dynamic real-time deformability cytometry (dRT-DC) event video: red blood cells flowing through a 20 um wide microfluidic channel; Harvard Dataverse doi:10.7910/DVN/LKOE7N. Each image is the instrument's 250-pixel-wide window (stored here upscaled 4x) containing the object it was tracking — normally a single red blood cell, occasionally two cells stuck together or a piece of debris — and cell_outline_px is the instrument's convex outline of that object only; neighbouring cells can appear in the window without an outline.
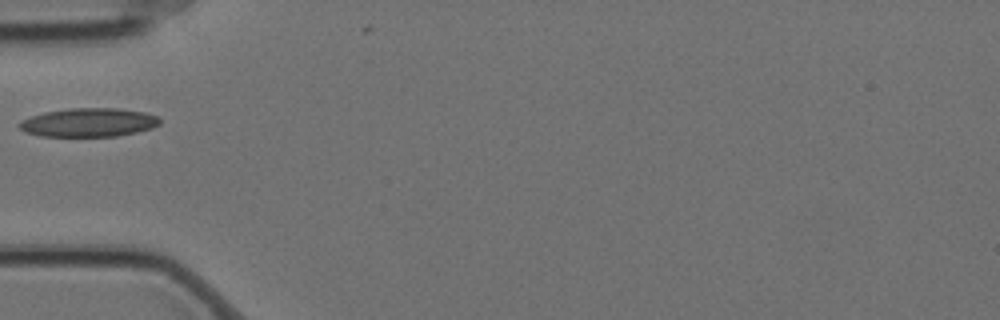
{"species": "Egyptian fruit bat (a non-hibernating species)", "species_latin": "Rousettus aegyptiacus", "temperature_condition": "cold", "stored_images_in_passage": 4, "camera_frame_rate_fps": 3000, "um_per_image_px": 0.085, "animal": {"sex": "female"}, "frame": {"image": 1, "passage_image": 4, "time_ms": 1.0, "image_size_px": [1000, 320], "cell_outline_px": [[160, 124], [152, 128], [136, 132], [116, 136], [40, 136], [24, 132], [16, 124], [20, 120], [44, 112], [68, 108], [120, 108], [144, 112], [156, 116], [160, 120]], "centroid_in_image_um": [7.5, 10.4], "position_along_channel_um": 77.5, "area_um2": 23.58}}